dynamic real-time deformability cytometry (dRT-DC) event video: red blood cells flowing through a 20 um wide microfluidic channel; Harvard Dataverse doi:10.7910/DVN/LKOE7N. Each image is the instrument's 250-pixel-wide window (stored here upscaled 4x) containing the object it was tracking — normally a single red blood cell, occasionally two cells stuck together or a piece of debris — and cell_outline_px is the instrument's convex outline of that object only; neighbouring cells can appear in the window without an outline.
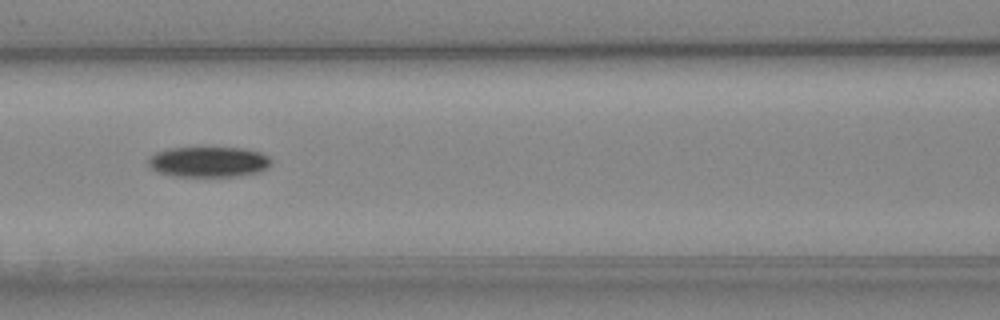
{"species": "Egyptian fruit bat (a non-hibernating species)", "species_latin": "Rousettus aegyptiacus", "temperature_condition": "cold", "stored_images_in_passage": 7, "camera_frame_rate_fps": 3000, "um_per_image_px": 0.085, "animal": {"sex": "female"}, "frame": {"image": 1, "passage_image": 6, "time_ms": 6.0, "image_size_px": [1000, 320], "cell_outline_px": [[272, 164], [268, 168], [256, 172], [240, 176], [172, 176], [160, 172], [152, 168], [148, 164], [148, 160], [156, 152], [168, 148], [244, 148], [260, 152], [268, 156], [272, 160]], "centroid_in_image_um": [17.77, 13.76], "position_along_channel_um": 148.8, "area_um2": 21.73}}
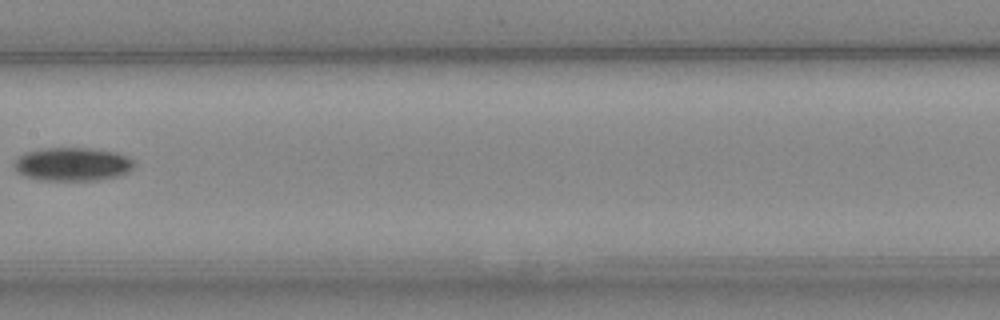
{"frame": {"image": 2, "passage_image": 7, "time_ms": 7.333, "image_size_px": [1000, 320], "cell_outline_px": [[136, 164], [128, 172], [116, 176], [96, 180], [40, 180], [24, 176], [16, 172], [12, 164], [24, 152], [44, 148], [96, 148], [116, 152], [128, 156], [136, 160]], "centroid_in_image_um": [6.17, 13.95], "position_along_channel_um": 201.2, "area_um2": 23.7}}